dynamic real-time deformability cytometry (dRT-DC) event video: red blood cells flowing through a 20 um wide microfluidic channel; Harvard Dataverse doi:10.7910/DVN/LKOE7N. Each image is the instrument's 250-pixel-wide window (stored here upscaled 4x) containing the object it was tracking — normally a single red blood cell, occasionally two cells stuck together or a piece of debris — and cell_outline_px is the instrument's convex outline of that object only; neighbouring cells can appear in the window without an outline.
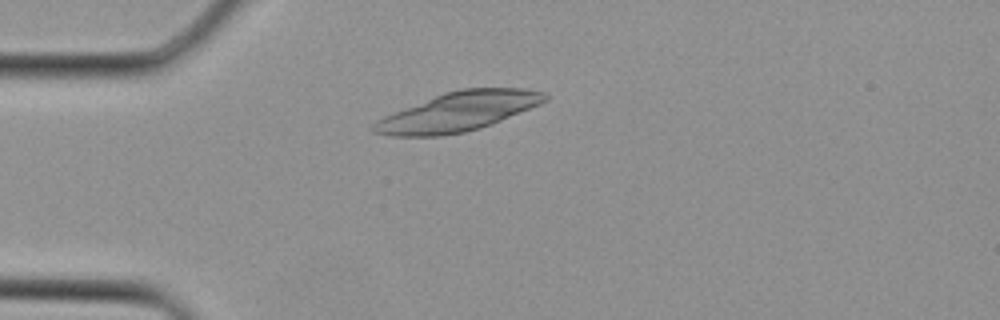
{"species": "Egyptian fruit bat (a non-hibernating species)", "species_latin": "Rousettus aegyptiacus", "temperature_condition": "cold", "stored_images_in_passage": 1, "camera_frame_rate_fps": 3000, "um_per_image_px": 0.085, "animal": {"sex": "female"}, "frame": {"image": 1, "passage_image": 1, "time_ms": 0.0, "image_size_px": [1000, 320], "cell_outline_px": [[548, 100], [540, 104], [492, 124], [480, 128], [464, 132], [440, 136], [388, 136], [372, 132], [368, 128], [376, 120], [384, 116], [444, 92], [460, 88], [528, 88], [544, 92], [548, 96]], "centroid_in_image_um": [38.93, 9.49], "position_along_channel_um": 46.1, "area_um2": 39.13}}